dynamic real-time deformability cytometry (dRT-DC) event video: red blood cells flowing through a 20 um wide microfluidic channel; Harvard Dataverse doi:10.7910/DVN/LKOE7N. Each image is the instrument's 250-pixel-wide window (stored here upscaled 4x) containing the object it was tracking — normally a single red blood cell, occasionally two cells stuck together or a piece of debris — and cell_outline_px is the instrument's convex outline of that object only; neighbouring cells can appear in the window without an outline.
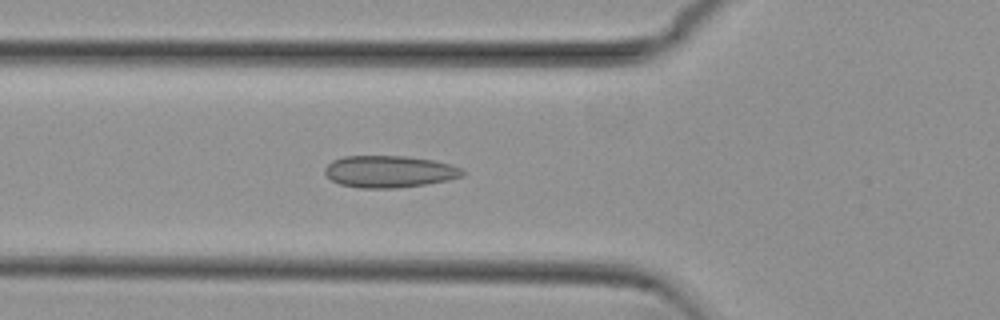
{"species": "common noctule bat (a hibernating species)", "species_latin": "Nyctalus noctula", "temperature_condition": "cold", "stored_images_in_passage": 52, "camera_frame_rate_fps": 3000, "um_per_image_px": 0.085, "animal": {"sex": "female", "body_mass_g": 29.2, "forearm_length_mm": 56.3}, "frame": {"image": 1, "passage_image": 18, "time_ms": 5.667, "image_size_px": [1000, 320], "cell_outline_px": [[464, 176], [448, 180], [400, 188], [360, 188], [340, 184], [332, 180], [324, 172], [324, 168], [332, 160], [344, 156], [404, 156], [432, 160], [448, 164], [460, 168], [464, 172]], "centroid_in_image_um": [33.06, 14.58], "position_along_channel_um": 92.7, "area_um2": 25.49}}
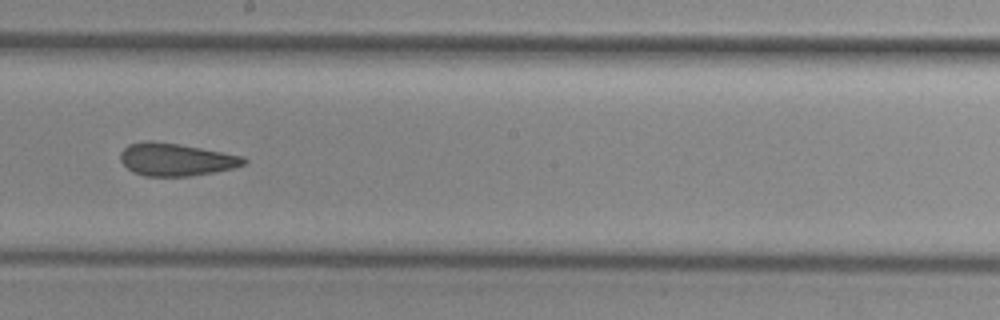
{"frame": {"image": 2, "passage_image": 29, "time_ms": 9.333, "image_size_px": [1000, 320], "cell_outline_px": [[248, 164], [216, 172], [188, 176], [144, 176], [132, 172], [120, 160], [120, 152], [128, 144], [148, 140], [180, 144], [244, 156], [248, 160]], "centroid_in_image_um": [14.97, 13.56], "position_along_channel_um": 233.2, "area_um2": 23.64}}
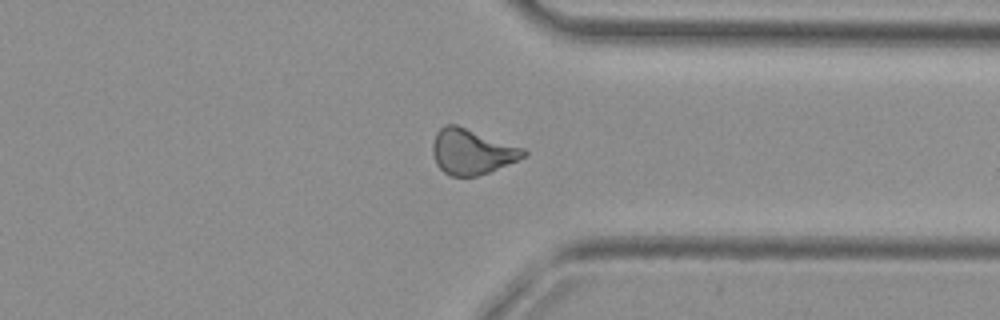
{"frame": {"image": 3, "passage_image": 40, "time_ms": 13.0, "image_size_px": [1000, 320], "cell_outline_px": [[528, 152], [524, 156], [516, 160], [488, 172], [476, 176], [452, 176], [444, 172], [436, 164], [432, 152], [432, 144], [436, 132], [444, 124], [456, 124], [524, 148]], "centroid_in_image_um": [40.06, 12.87], "position_along_channel_um": 371.3, "area_um2": 23.81}, "authors_computed_cell_mechanics": {"area_um2": 23.987, "velocity_mm_per_s": 3.8193, "shape_relaxation_time_tau1_ms": null, "shape_relaxation_time_tau2_ms": 2.4462, "deformation_change_tau1": null, "deformation_change_tau2": 0.0721}}